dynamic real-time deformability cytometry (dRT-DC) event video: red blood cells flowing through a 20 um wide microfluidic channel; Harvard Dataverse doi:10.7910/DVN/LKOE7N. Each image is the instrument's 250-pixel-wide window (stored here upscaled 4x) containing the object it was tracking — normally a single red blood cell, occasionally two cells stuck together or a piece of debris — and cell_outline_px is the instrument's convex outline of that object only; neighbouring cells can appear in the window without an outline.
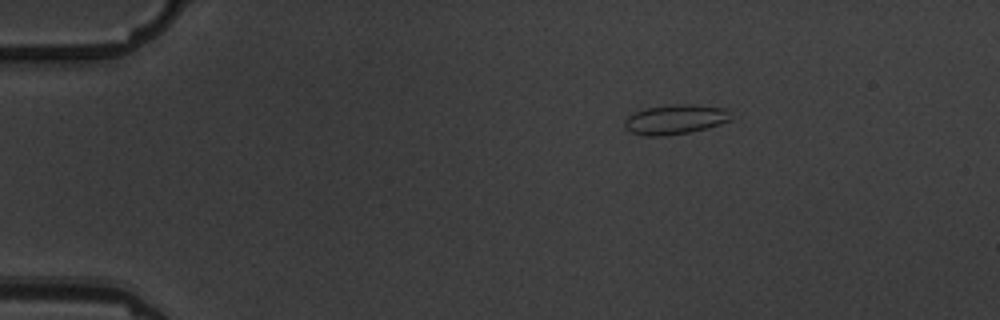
{"species": "common noctule bat (a hibernating species)", "species_latin": "Nyctalus noctula", "temperature_condition": "warm", "stored_images_in_passage": 4, "camera_frame_rate_fps": 3000, "um_per_image_px": 0.085, "animal": {"sex": "male", "body_mass_g": 19.5, "forearm_length_mm": 54.6}, "frame": {"image": 1, "passage_image": 1, "time_ms": 0.0, "image_size_px": [1000, 320], "cell_outline_px": [[732, 120], [720, 124], [688, 132], [664, 136], [648, 136], [628, 132], [624, 128], [624, 120], [628, 116], [644, 108], [672, 104], [688, 104], [728, 108]], "centroid_in_image_um": [57.37, 10.14], "position_along_channel_um": 27.6, "area_um2": 18.5}}